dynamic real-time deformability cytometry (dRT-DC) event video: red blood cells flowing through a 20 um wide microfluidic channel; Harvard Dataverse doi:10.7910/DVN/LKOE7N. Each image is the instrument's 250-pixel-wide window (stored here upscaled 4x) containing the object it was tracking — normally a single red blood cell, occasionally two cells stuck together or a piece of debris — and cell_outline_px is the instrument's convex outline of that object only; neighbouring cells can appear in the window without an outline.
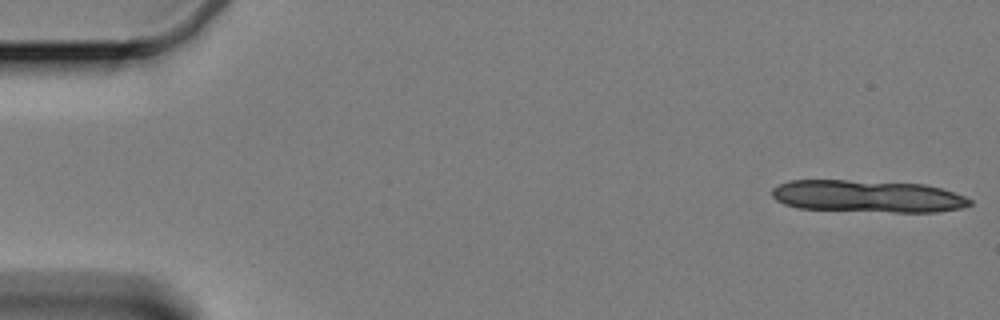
{"species": "Egyptian fruit bat (a non-hibernating species)", "species_latin": "Rousettus aegyptiacus", "temperature_condition": "cold", "stored_images_in_passage": 12, "camera_frame_rate_fps": 3000, "um_per_image_px": 0.085, "animal": {"sex": "female"}, "frame": {"image": 1, "passage_image": 1, "time_ms": 0.0, "image_size_px": [1000, 320], "cell_outline_px": [[972, 204], [960, 208], [936, 212], [892, 212], [800, 208], [784, 204], [776, 200], [772, 196], [772, 188], [788, 180], [848, 180], [924, 184], [940, 188], [964, 196], [972, 200]], "centroid_in_image_um": [73.73, 16.68], "position_along_channel_um": 11.3, "area_um2": 36.99}}